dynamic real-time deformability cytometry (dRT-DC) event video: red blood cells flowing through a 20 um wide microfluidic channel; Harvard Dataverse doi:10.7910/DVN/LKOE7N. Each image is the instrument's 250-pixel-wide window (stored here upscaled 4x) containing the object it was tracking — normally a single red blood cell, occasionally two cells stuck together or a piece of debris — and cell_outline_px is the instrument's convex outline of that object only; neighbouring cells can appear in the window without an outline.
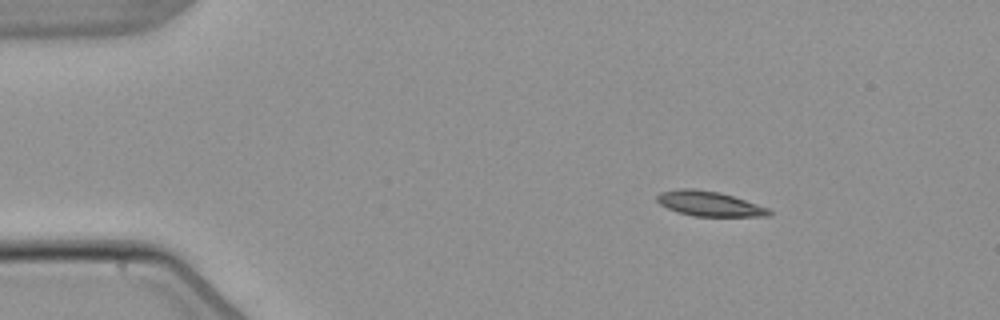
{"species": "common noctule bat (a hibernating species)", "species_latin": "Nyctalus noctula", "temperature_condition": "warm", "stored_images_in_passage": 4, "camera_frame_rate_fps": 3000, "um_per_image_px": 0.085, "animal": {"sex": "male", "body_mass_g": 21.5, "forearm_length_mm": 52.0}, "frame": {"image": 1, "passage_image": 1, "time_ms": 0.0, "image_size_px": [1000, 320], "cell_outline_px": [[772, 212], [768, 216], [696, 216], [680, 212], [668, 208], [660, 204], [656, 200], [656, 196], [660, 192], [676, 188], [696, 188], [720, 192], [768, 208]], "centroid_in_image_um": [60.24, 17.29], "position_along_channel_um": 24.8, "area_um2": 16.13}}
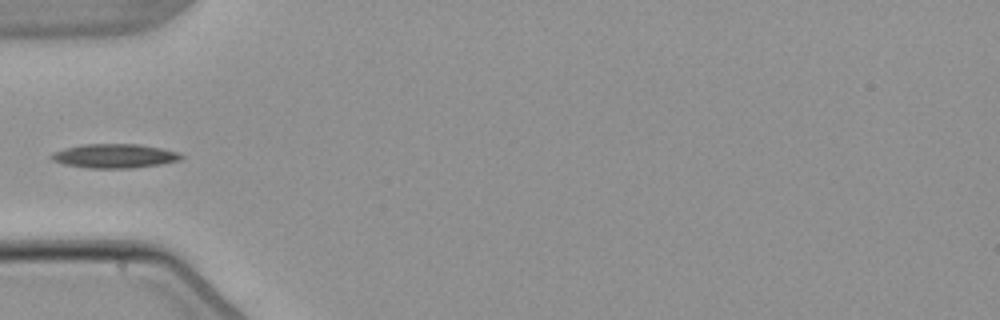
{"frame": {"image": 2, "passage_image": 4, "time_ms": 3.333, "image_size_px": [1000, 320], "cell_outline_px": [[184, 156], [180, 160], [160, 164], [132, 168], [88, 168], [64, 164], [52, 160], [48, 156], [52, 152], [64, 148], [84, 144], [140, 144], [180, 152]], "centroid_in_image_um": [9.72, 13.25], "position_along_channel_um": 75.3, "area_um2": 18.32}}